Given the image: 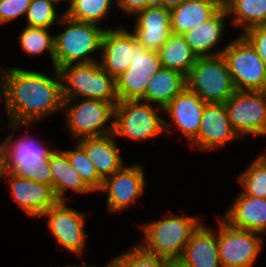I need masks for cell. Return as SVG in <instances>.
Wrapping results in <instances>:
<instances>
[{
    "label": "cell",
    "instance_id": "cell-1",
    "mask_svg": "<svg viewBox=\"0 0 266 267\" xmlns=\"http://www.w3.org/2000/svg\"><path fill=\"white\" fill-rule=\"evenodd\" d=\"M54 78L20 68L2 69V94L8 123L29 125L54 114L63 107L62 79L53 68Z\"/></svg>",
    "mask_w": 266,
    "mask_h": 267
},
{
    "label": "cell",
    "instance_id": "cell-2",
    "mask_svg": "<svg viewBox=\"0 0 266 267\" xmlns=\"http://www.w3.org/2000/svg\"><path fill=\"white\" fill-rule=\"evenodd\" d=\"M203 224L197 216L169 214L162 220L140 226L145 240L138 245L146 252L176 263L193 233Z\"/></svg>",
    "mask_w": 266,
    "mask_h": 267
},
{
    "label": "cell",
    "instance_id": "cell-3",
    "mask_svg": "<svg viewBox=\"0 0 266 267\" xmlns=\"http://www.w3.org/2000/svg\"><path fill=\"white\" fill-rule=\"evenodd\" d=\"M7 126L12 134L4 138L0 146L7 157L8 171L20 178L52 186L49 156L53 150L32 136L22 135L21 138L14 139L13 131L20 125Z\"/></svg>",
    "mask_w": 266,
    "mask_h": 267
},
{
    "label": "cell",
    "instance_id": "cell-4",
    "mask_svg": "<svg viewBox=\"0 0 266 267\" xmlns=\"http://www.w3.org/2000/svg\"><path fill=\"white\" fill-rule=\"evenodd\" d=\"M59 24L67 27L54 36V68L65 65L96 62L93 53L102 48L106 29L93 23L79 22L64 15Z\"/></svg>",
    "mask_w": 266,
    "mask_h": 267
},
{
    "label": "cell",
    "instance_id": "cell-5",
    "mask_svg": "<svg viewBox=\"0 0 266 267\" xmlns=\"http://www.w3.org/2000/svg\"><path fill=\"white\" fill-rule=\"evenodd\" d=\"M59 72L63 99L82 97L110 103L119 101L116 78L104 71L97 61L65 65Z\"/></svg>",
    "mask_w": 266,
    "mask_h": 267
},
{
    "label": "cell",
    "instance_id": "cell-6",
    "mask_svg": "<svg viewBox=\"0 0 266 267\" xmlns=\"http://www.w3.org/2000/svg\"><path fill=\"white\" fill-rule=\"evenodd\" d=\"M63 99L67 127L73 139L100 137L113 133L117 103L97 99ZM112 121L107 124L108 121Z\"/></svg>",
    "mask_w": 266,
    "mask_h": 267
},
{
    "label": "cell",
    "instance_id": "cell-7",
    "mask_svg": "<svg viewBox=\"0 0 266 267\" xmlns=\"http://www.w3.org/2000/svg\"><path fill=\"white\" fill-rule=\"evenodd\" d=\"M163 108L136 100H119L115 111L116 137H127L136 141H146L153 137L169 132L171 123L158 115Z\"/></svg>",
    "mask_w": 266,
    "mask_h": 267
},
{
    "label": "cell",
    "instance_id": "cell-8",
    "mask_svg": "<svg viewBox=\"0 0 266 267\" xmlns=\"http://www.w3.org/2000/svg\"><path fill=\"white\" fill-rule=\"evenodd\" d=\"M186 84L206 103L224 104L236 92L223 55L197 57Z\"/></svg>",
    "mask_w": 266,
    "mask_h": 267
},
{
    "label": "cell",
    "instance_id": "cell-9",
    "mask_svg": "<svg viewBox=\"0 0 266 267\" xmlns=\"http://www.w3.org/2000/svg\"><path fill=\"white\" fill-rule=\"evenodd\" d=\"M222 55L236 91L266 90V64L242 35L227 44Z\"/></svg>",
    "mask_w": 266,
    "mask_h": 267
},
{
    "label": "cell",
    "instance_id": "cell-10",
    "mask_svg": "<svg viewBox=\"0 0 266 267\" xmlns=\"http://www.w3.org/2000/svg\"><path fill=\"white\" fill-rule=\"evenodd\" d=\"M131 54L130 66L116 77L119 100L141 99L149 82L162 67L158 51L146 49L135 34Z\"/></svg>",
    "mask_w": 266,
    "mask_h": 267
},
{
    "label": "cell",
    "instance_id": "cell-11",
    "mask_svg": "<svg viewBox=\"0 0 266 267\" xmlns=\"http://www.w3.org/2000/svg\"><path fill=\"white\" fill-rule=\"evenodd\" d=\"M218 248L222 267H252L259 256L262 233L232 227L219 219Z\"/></svg>",
    "mask_w": 266,
    "mask_h": 267
},
{
    "label": "cell",
    "instance_id": "cell-12",
    "mask_svg": "<svg viewBox=\"0 0 266 267\" xmlns=\"http://www.w3.org/2000/svg\"><path fill=\"white\" fill-rule=\"evenodd\" d=\"M224 105L239 137L266 135L265 91H236Z\"/></svg>",
    "mask_w": 266,
    "mask_h": 267
},
{
    "label": "cell",
    "instance_id": "cell-13",
    "mask_svg": "<svg viewBox=\"0 0 266 267\" xmlns=\"http://www.w3.org/2000/svg\"><path fill=\"white\" fill-rule=\"evenodd\" d=\"M45 216H48L47 225L57 243L81 256L86 245L85 214L69 208L66 202H58L41 215Z\"/></svg>",
    "mask_w": 266,
    "mask_h": 267
},
{
    "label": "cell",
    "instance_id": "cell-14",
    "mask_svg": "<svg viewBox=\"0 0 266 267\" xmlns=\"http://www.w3.org/2000/svg\"><path fill=\"white\" fill-rule=\"evenodd\" d=\"M142 166L141 164H134L130 167L123 166L112 176L103 180L100 191L108 192L109 213L121 212L144 194L145 174Z\"/></svg>",
    "mask_w": 266,
    "mask_h": 267
},
{
    "label": "cell",
    "instance_id": "cell-15",
    "mask_svg": "<svg viewBox=\"0 0 266 267\" xmlns=\"http://www.w3.org/2000/svg\"><path fill=\"white\" fill-rule=\"evenodd\" d=\"M240 138L233 130L227 109L222 103H206L197 137L192 147L212 150L223 147L232 140Z\"/></svg>",
    "mask_w": 266,
    "mask_h": 267
},
{
    "label": "cell",
    "instance_id": "cell-16",
    "mask_svg": "<svg viewBox=\"0 0 266 267\" xmlns=\"http://www.w3.org/2000/svg\"><path fill=\"white\" fill-rule=\"evenodd\" d=\"M6 178L11 196L29 216L41 217L46 210L59 202L52 186L20 178L11 172H8Z\"/></svg>",
    "mask_w": 266,
    "mask_h": 267
},
{
    "label": "cell",
    "instance_id": "cell-17",
    "mask_svg": "<svg viewBox=\"0 0 266 267\" xmlns=\"http://www.w3.org/2000/svg\"><path fill=\"white\" fill-rule=\"evenodd\" d=\"M133 33L148 50L158 51L172 34L171 12L163 6H149L135 16Z\"/></svg>",
    "mask_w": 266,
    "mask_h": 267
},
{
    "label": "cell",
    "instance_id": "cell-18",
    "mask_svg": "<svg viewBox=\"0 0 266 267\" xmlns=\"http://www.w3.org/2000/svg\"><path fill=\"white\" fill-rule=\"evenodd\" d=\"M206 102L187 87L163 109L190 143L197 137Z\"/></svg>",
    "mask_w": 266,
    "mask_h": 267
},
{
    "label": "cell",
    "instance_id": "cell-19",
    "mask_svg": "<svg viewBox=\"0 0 266 267\" xmlns=\"http://www.w3.org/2000/svg\"><path fill=\"white\" fill-rule=\"evenodd\" d=\"M133 46L132 31L129 32L121 26L106 29L102 38L101 62L99 61L102 69L116 78L130 66Z\"/></svg>",
    "mask_w": 266,
    "mask_h": 267
},
{
    "label": "cell",
    "instance_id": "cell-20",
    "mask_svg": "<svg viewBox=\"0 0 266 267\" xmlns=\"http://www.w3.org/2000/svg\"><path fill=\"white\" fill-rule=\"evenodd\" d=\"M179 267H222L219 259L218 230L201 224L176 262Z\"/></svg>",
    "mask_w": 266,
    "mask_h": 267
},
{
    "label": "cell",
    "instance_id": "cell-21",
    "mask_svg": "<svg viewBox=\"0 0 266 267\" xmlns=\"http://www.w3.org/2000/svg\"><path fill=\"white\" fill-rule=\"evenodd\" d=\"M114 139L115 136L111 133L100 137L80 138L77 142L84 149L103 180L124 166L120 149Z\"/></svg>",
    "mask_w": 266,
    "mask_h": 267
},
{
    "label": "cell",
    "instance_id": "cell-22",
    "mask_svg": "<svg viewBox=\"0 0 266 267\" xmlns=\"http://www.w3.org/2000/svg\"><path fill=\"white\" fill-rule=\"evenodd\" d=\"M225 213L223 219L232 227L266 233L265 198H255L241 192Z\"/></svg>",
    "mask_w": 266,
    "mask_h": 267
},
{
    "label": "cell",
    "instance_id": "cell-23",
    "mask_svg": "<svg viewBox=\"0 0 266 267\" xmlns=\"http://www.w3.org/2000/svg\"><path fill=\"white\" fill-rule=\"evenodd\" d=\"M227 16L225 8L222 7L212 18L183 34L186 42L197 57L223 54L226 46L215 52L212 49L219 44L223 37Z\"/></svg>",
    "mask_w": 266,
    "mask_h": 267
},
{
    "label": "cell",
    "instance_id": "cell-24",
    "mask_svg": "<svg viewBox=\"0 0 266 267\" xmlns=\"http://www.w3.org/2000/svg\"><path fill=\"white\" fill-rule=\"evenodd\" d=\"M223 7V0H186L172 8L171 30L184 34L212 18Z\"/></svg>",
    "mask_w": 266,
    "mask_h": 267
},
{
    "label": "cell",
    "instance_id": "cell-25",
    "mask_svg": "<svg viewBox=\"0 0 266 267\" xmlns=\"http://www.w3.org/2000/svg\"><path fill=\"white\" fill-rule=\"evenodd\" d=\"M49 166L52 173V188L59 202L69 200L64 196L67 190L81 194L94 192L71 166L64 150L55 149L51 152Z\"/></svg>",
    "mask_w": 266,
    "mask_h": 267
},
{
    "label": "cell",
    "instance_id": "cell-26",
    "mask_svg": "<svg viewBox=\"0 0 266 267\" xmlns=\"http://www.w3.org/2000/svg\"><path fill=\"white\" fill-rule=\"evenodd\" d=\"M187 87L186 76L182 73L161 67L149 82L145 95L140 99L165 108L172 99Z\"/></svg>",
    "mask_w": 266,
    "mask_h": 267
},
{
    "label": "cell",
    "instance_id": "cell-27",
    "mask_svg": "<svg viewBox=\"0 0 266 267\" xmlns=\"http://www.w3.org/2000/svg\"><path fill=\"white\" fill-rule=\"evenodd\" d=\"M161 65L187 76L197 55L191 50L182 34L172 33L158 50Z\"/></svg>",
    "mask_w": 266,
    "mask_h": 267
},
{
    "label": "cell",
    "instance_id": "cell-28",
    "mask_svg": "<svg viewBox=\"0 0 266 267\" xmlns=\"http://www.w3.org/2000/svg\"><path fill=\"white\" fill-rule=\"evenodd\" d=\"M227 15L233 24L243 28V33L255 26L266 25V0H223Z\"/></svg>",
    "mask_w": 266,
    "mask_h": 267
},
{
    "label": "cell",
    "instance_id": "cell-29",
    "mask_svg": "<svg viewBox=\"0 0 266 267\" xmlns=\"http://www.w3.org/2000/svg\"><path fill=\"white\" fill-rule=\"evenodd\" d=\"M112 1L117 0H72L64 15L68 18L98 25L110 13Z\"/></svg>",
    "mask_w": 266,
    "mask_h": 267
},
{
    "label": "cell",
    "instance_id": "cell-30",
    "mask_svg": "<svg viewBox=\"0 0 266 267\" xmlns=\"http://www.w3.org/2000/svg\"><path fill=\"white\" fill-rule=\"evenodd\" d=\"M19 43L27 55L36 56L48 51L54 68V35H50L49 29L25 26Z\"/></svg>",
    "mask_w": 266,
    "mask_h": 267
},
{
    "label": "cell",
    "instance_id": "cell-31",
    "mask_svg": "<svg viewBox=\"0 0 266 267\" xmlns=\"http://www.w3.org/2000/svg\"><path fill=\"white\" fill-rule=\"evenodd\" d=\"M71 166L78 172L85 183L95 192L99 191L103 179L98 175L94 164L87 157L84 149L76 142L75 150H64Z\"/></svg>",
    "mask_w": 266,
    "mask_h": 267
},
{
    "label": "cell",
    "instance_id": "cell-32",
    "mask_svg": "<svg viewBox=\"0 0 266 267\" xmlns=\"http://www.w3.org/2000/svg\"><path fill=\"white\" fill-rule=\"evenodd\" d=\"M237 179L245 195L266 199V167L257 158Z\"/></svg>",
    "mask_w": 266,
    "mask_h": 267
},
{
    "label": "cell",
    "instance_id": "cell-33",
    "mask_svg": "<svg viewBox=\"0 0 266 267\" xmlns=\"http://www.w3.org/2000/svg\"><path fill=\"white\" fill-rule=\"evenodd\" d=\"M55 3L51 0H32L26 12L28 27L49 29L64 16L58 15Z\"/></svg>",
    "mask_w": 266,
    "mask_h": 267
},
{
    "label": "cell",
    "instance_id": "cell-34",
    "mask_svg": "<svg viewBox=\"0 0 266 267\" xmlns=\"http://www.w3.org/2000/svg\"><path fill=\"white\" fill-rule=\"evenodd\" d=\"M114 259L117 267H173L175 264L144 251L138 244Z\"/></svg>",
    "mask_w": 266,
    "mask_h": 267
},
{
    "label": "cell",
    "instance_id": "cell-35",
    "mask_svg": "<svg viewBox=\"0 0 266 267\" xmlns=\"http://www.w3.org/2000/svg\"><path fill=\"white\" fill-rule=\"evenodd\" d=\"M32 0H0V25L26 15Z\"/></svg>",
    "mask_w": 266,
    "mask_h": 267
},
{
    "label": "cell",
    "instance_id": "cell-36",
    "mask_svg": "<svg viewBox=\"0 0 266 267\" xmlns=\"http://www.w3.org/2000/svg\"><path fill=\"white\" fill-rule=\"evenodd\" d=\"M266 64V25L255 26L241 34Z\"/></svg>",
    "mask_w": 266,
    "mask_h": 267
},
{
    "label": "cell",
    "instance_id": "cell-37",
    "mask_svg": "<svg viewBox=\"0 0 266 267\" xmlns=\"http://www.w3.org/2000/svg\"><path fill=\"white\" fill-rule=\"evenodd\" d=\"M116 5L125 12L124 14H132L134 16L149 7L146 0H117Z\"/></svg>",
    "mask_w": 266,
    "mask_h": 267
},
{
    "label": "cell",
    "instance_id": "cell-38",
    "mask_svg": "<svg viewBox=\"0 0 266 267\" xmlns=\"http://www.w3.org/2000/svg\"><path fill=\"white\" fill-rule=\"evenodd\" d=\"M7 157L4 149L0 146V179L4 178L8 174Z\"/></svg>",
    "mask_w": 266,
    "mask_h": 267
},
{
    "label": "cell",
    "instance_id": "cell-39",
    "mask_svg": "<svg viewBox=\"0 0 266 267\" xmlns=\"http://www.w3.org/2000/svg\"><path fill=\"white\" fill-rule=\"evenodd\" d=\"M184 1L186 0H161V6L171 10L172 8L179 6Z\"/></svg>",
    "mask_w": 266,
    "mask_h": 267
},
{
    "label": "cell",
    "instance_id": "cell-40",
    "mask_svg": "<svg viewBox=\"0 0 266 267\" xmlns=\"http://www.w3.org/2000/svg\"><path fill=\"white\" fill-rule=\"evenodd\" d=\"M85 264H86V261H84L83 264L80 265V266L79 265L78 266H74L73 265V266H68V267H92L93 266V265H91V266H88L87 265L86 266ZM65 267H67V266H65ZM93 267H96V266H93ZM106 267H117V264L115 262V259L113 258V260H111L108 265L106 264Z\"/></svg>",
    "mask_w": 266,
    "mask_h": 267
},
{
    "label": "cell",
    "instance_id": "cell-41",
    "mask_svg": "<svg viewBox=\"0 0 266 267\" xmlns=\"http://www.w3.org/2000/svg\"><path fill=\"white\" fill-rule=\"evenodd\" d=\"M149 6H161V0H146Z\"/></svg>",
    "mask_w": 266,
    "mask_h": 267
},
{
    "label": "cell",
    "instance_id": "cell-42",
    "mask_svg": "<svg viewBox=\"0 0 266 267\" xmlns=\"http://www.w3.org/2000/svg\"><path fill=\"white\" fill-rule=\"evenodd\" d=\"M257 159L266 167V153L260 154Z\"/></svg>",
    "mask_w": 266,
    "mask_h": 267
},
{
    "label": "cell",
    "instance_id": "cell-43",
    "mask_svg": "<svg viewBox=\"0 0 266 267\" xmlns=\"http://www.w3.org/2000/svg\"><path fill=\"white\" fill-rule=\"evenodd\" d=\"M2 98H3V94H2V74H1L0 75V101L2 100Z\"/></svg>",
    "mask_w": 266,
    "mask_h": 267
},
{
    "label": "cell",
    "instance_id": "cell-44",
    "mask_svg": "<svg viewBox=\"0 0 266 267\" xmlns=\"http://www.w3.org/2000/svg\"><path fill=\"white\" fill-rule=\"evenodd\" d=\"M52 2H54L55 3V5H57L59 2H61V1H67V0H51ZM69 1V6L71 5V3H72V0H68Z\"/></svg>",
    "mask_w": 266,
    "mask_h": 267
}]
</instances>
